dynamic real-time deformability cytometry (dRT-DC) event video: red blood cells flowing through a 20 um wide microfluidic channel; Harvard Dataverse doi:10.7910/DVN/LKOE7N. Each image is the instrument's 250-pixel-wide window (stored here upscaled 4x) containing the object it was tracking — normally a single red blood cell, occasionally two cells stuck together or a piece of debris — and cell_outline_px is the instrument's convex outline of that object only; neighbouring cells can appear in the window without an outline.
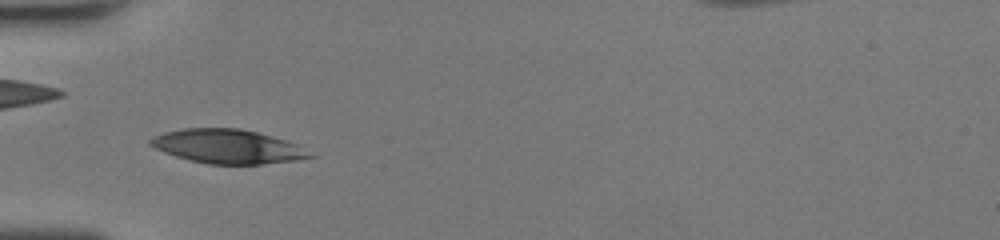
{"species": "human", "species_latin": "Homo sapiens", "temperature_condition": "room temperature", "stored_images_in_passage": 33, "camera_frame_rate_fps": 3000, "um_per_image_px": 0.085, "donor": {"sex": "female"}, "frame": {"image": 1, "passage_image": 2, "time_ms": 0.333, "image_size_px": [1000, 240], "cell_outline_px": [[320, 156], [296, 160], [260, 164], [208, 164], [176, 156], [164, 152], [148, 144], [148, 140], [152, 136], [164, 132], [184, 128], [240, 128], [256, 132], [284, 140], [296, 144]], "centroid_in_image_um": [19.36, 12.45], "position_along_channel_um": 65.6, "area_um2": 31.56}}
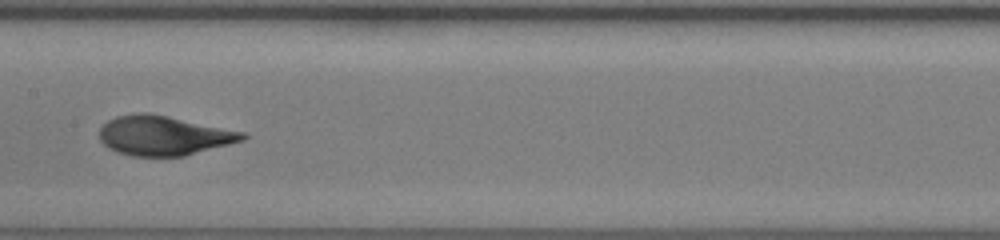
{"frame": {"image": 2, "passage_image": 11, "time_ms": 3.333, "image_size_px": [1000, 240], "cell_outline_px": [[248, 136], [244, 140], [184, 156], [132, 156], [116, 152], [108, 148], [100, 140], [100, 128], [108, 120], [116, 116], [140, 112], [148, 112], [168, 116], [244, 132]], "centroid_in_image_um": [13.89, 11.52], "position_along_channel_um": 193.5, "area_um2": 32.89}}
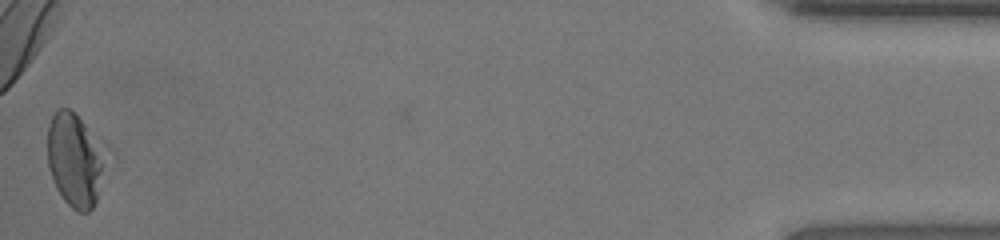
{"frame": {"image": 3, "passage_image": 33, "time_ms": 10.667, "image_size_px": [1000, 240], "cell_outline_px": [[100, 172], [96, 200], [92, 208], [88, 212], [80, 212], [72, 208], [64, 200], [56, 188], [52, 180], [48, 168], [48, 124], [56, 108], [68, 108], [84, 124], [100, 164]], "centroid_in_image_um": [6.18, 13.65], "position_along_channel_um": 429.0, "area_um2": 28.96}, "authors_computed_cell_mechanics": {"area_um2": 32.4258, "velocity_mm_per_s": 4.3867, "shape_relaxation_time_tau1_ms": 4.7601, "shape_relaxation_time_tau2_ms": 0.68, "deformation_change_tau1": 0.2011, "deformation_change_tau2": 0.0592}}